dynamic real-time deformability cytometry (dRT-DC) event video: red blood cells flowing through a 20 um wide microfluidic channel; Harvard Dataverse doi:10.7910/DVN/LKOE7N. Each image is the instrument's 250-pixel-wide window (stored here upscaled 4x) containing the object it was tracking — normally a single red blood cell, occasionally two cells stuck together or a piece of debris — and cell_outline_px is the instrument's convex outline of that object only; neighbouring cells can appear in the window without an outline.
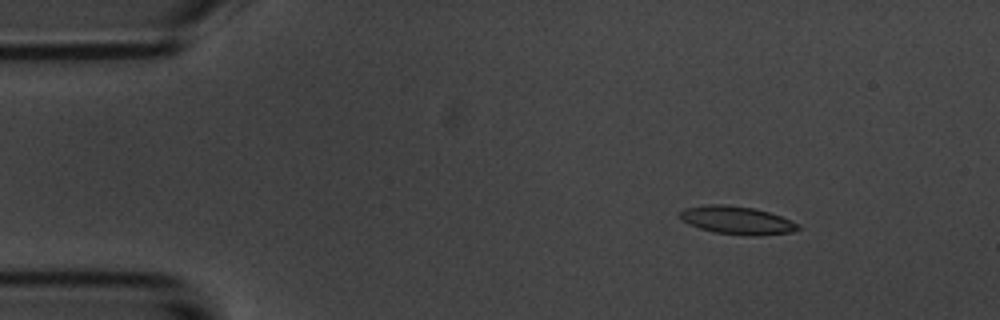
{"species": "common noctule bat (a hibernating species)", "species_latin": "Nyctalus noctula", "temperature_condition": "room temperature", "stored_images_in_passage": 4, "camera_frame_rate_fps": 3000, "um_per_image_px": 0.085, "animal": {"sex": "male", "body_mass_g": 20.1, "forearm_length_mm": 53.5}, "frame": {"image": 1, "passage_image": 2, "time_ms": 1.0, "image_size_px": [1000, 320], "cell_outline_px": [[800, 228], [792, 232], [752, 236], [712, 232], [688, 224], [680, 220], [680, 212], [684, 208], [712, 204], [724, 204], [752, 208], [768, 212], [780, 216], [800, 224]], "centroid_in_image_um": [62.62, 18.73], "position_along_channel_um": 22.4, "area_um2": 19.19}}